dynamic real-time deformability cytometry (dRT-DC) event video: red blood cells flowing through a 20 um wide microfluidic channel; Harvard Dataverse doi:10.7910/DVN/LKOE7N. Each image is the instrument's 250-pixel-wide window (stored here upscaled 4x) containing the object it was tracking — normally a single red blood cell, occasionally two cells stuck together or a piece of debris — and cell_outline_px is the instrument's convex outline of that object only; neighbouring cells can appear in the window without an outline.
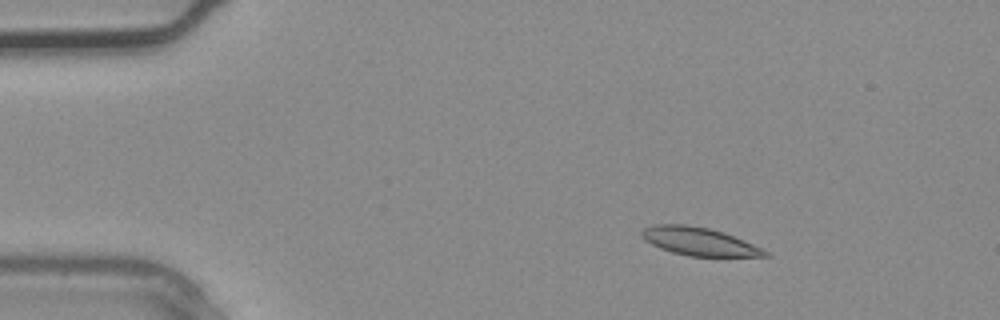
{"species": "common noctule bat (a hibernating species)", "species_latin": "Nyctalus noctula", "temperature_condition": "warm", "stored_images_in_passage": 3, "camera_frame_rate_fps": 3000, "um_per_image_px": 0.085, "animal": {"sex": "male", "body_mass_g": 20.4}, "frame": {"image": 1, "passage_image": 2, "time_ms": 0.333, "image_size_px": [1000, 320], "cell_outline_px": [[772, 256], [688, 256], [672, 252], [660, 248], [644, 240], [640, 236], [640, 232], [644, 228], [656, 224], [684, 224], [708, 228], [724, 232], [752, 244], [768, 252]], "centroid_in_image_um": [59.37, 20.52], "position_along_channel_um": 25.6, "area_um2": 20.0}}